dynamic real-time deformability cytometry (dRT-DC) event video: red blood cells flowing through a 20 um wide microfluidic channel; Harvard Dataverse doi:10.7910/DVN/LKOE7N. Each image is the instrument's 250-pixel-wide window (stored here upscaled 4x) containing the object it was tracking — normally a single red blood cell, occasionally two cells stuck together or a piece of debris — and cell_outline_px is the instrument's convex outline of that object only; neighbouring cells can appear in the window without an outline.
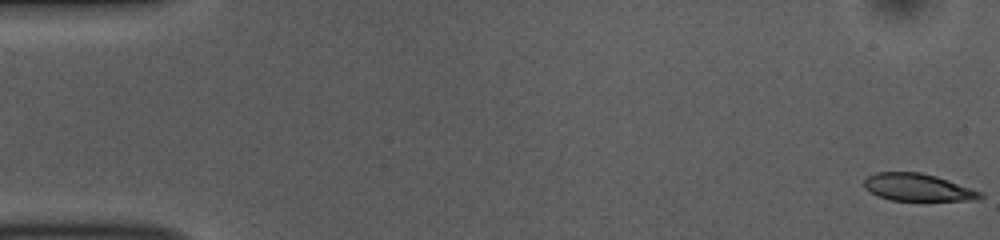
{"species": "common noctule bat (a hibernating species)", "species_latin": "Nyctalus noctula", "temperature_condition": "room temperature", "stored_images_in_passage": 53, "camera_frame_rate_fps": 3000, "um_per_image_px": 0.085, "animal": {"sex": "female", "body_mass_g": 10.0, "forearm_length_mm": 53.1}, "frame": {"image": 1, "passage_image": 1, "time_ms": 0.0, "image_size_px": [1000, 240], "cell_outline_px": [[984, 196], [976, 200], [888, 200], [876, 196], [864, 188], [864, 180], [868, 176], [876, 172], [920, 172], [936, 176], [984, 192]], "centroid_in_image_um": [78.0, 15.93], "position_along_channel_um": 7.0, "area_um2": 18.61}}
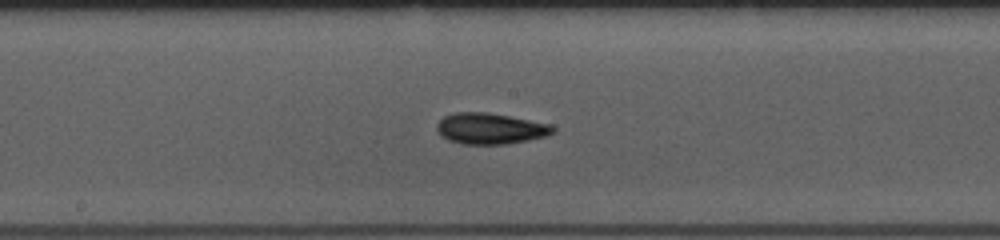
{"frame": {"image": 2, "passage_image": 28, "time_ms": 9.0, "image_size_px": [1000, 240], "cell_outline_px": [[556, 128], [552, 132], [544, 136], [528, 140], [504, 144], [464, 144], [448, 140], [440, 136], [436, 128], [436, 124], [444, 116], [452, 112], [488, 112], [552, 124]], "centroid_in_image_um": [41.64, 10.92], "position_along_channel_um": 206.6, "area_um2": 21.04}}
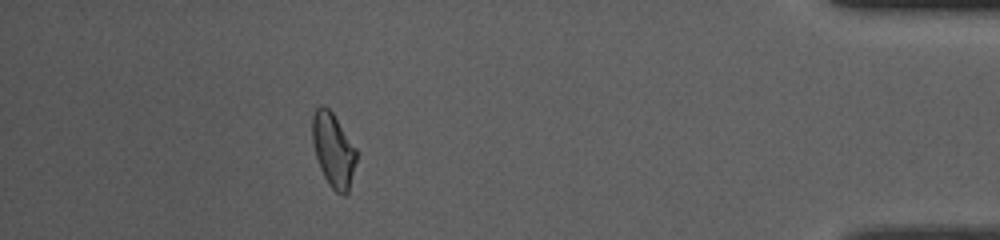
{"frame": {"image": 3, "passage_image": 48, "time_ms": 15.667, "image_size_px": [1000, 240], "cell_outline_px": [[356, 160], [348, 192], [344, 196], [336, 192], [328, 184], [320, 168], [316, 156], [312, 140], [312, 116], [316, 108], [320, 104], [324, 104], [332, 112], [356, 148]], "centroid_in_image_um": [28.31, 12.73], "position_along_channel_um": 406.9, "area_um2": 18.9}, "authors_computed_cell_mechanics": {"area_um2": 19.5364, "velocity_mm_per_s": 3.7581, "shape_relaxation_time_tau1_ms": 2.6539, "shape_relaxation_time_tau2_ms": 1.996, "deformation_change_tau1": 0.1307, "deformation_change_tau2": 0.0871}}